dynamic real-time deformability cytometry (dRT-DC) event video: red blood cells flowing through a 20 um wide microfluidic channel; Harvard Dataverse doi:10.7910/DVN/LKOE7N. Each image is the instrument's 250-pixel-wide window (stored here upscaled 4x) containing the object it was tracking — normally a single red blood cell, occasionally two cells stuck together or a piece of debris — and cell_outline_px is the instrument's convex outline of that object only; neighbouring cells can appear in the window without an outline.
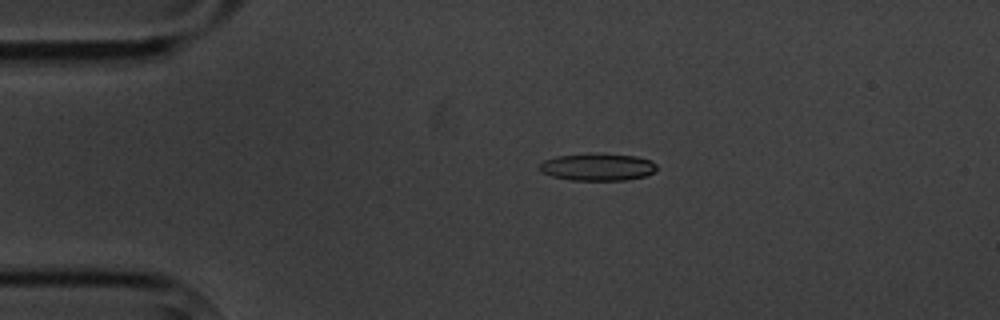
{"species": "common noctule bat (a hibernating species)", "species_latin": "Nyctalus noctula", "temperature_condition": "cold", "stored_images_in_passage": 5, "camera_frame_rate_fps": 3000, "um_per_image_px": 0.085, "animal": {"sex": "male", "body_mass_g": 20.1, "forearm_length_mm": 53.5}, "frame": {"image": 1, "passage_image": 4, "time_ms": 3.333, "image_size_px": [1000, 320], "cell_outline_px": [[656, 172], [644, 176], [628, 180], [572, 180], [552, 176], [540, 172], [540, 164], [544, 160], [556, 156], [588, 152], [596, 152], [636, 156], [652, 160], [656, 164]], "centroid_in_image_um": [50.81, 14.17], "position_along_channel_um": 34.2, "area_um2": 19.07}}